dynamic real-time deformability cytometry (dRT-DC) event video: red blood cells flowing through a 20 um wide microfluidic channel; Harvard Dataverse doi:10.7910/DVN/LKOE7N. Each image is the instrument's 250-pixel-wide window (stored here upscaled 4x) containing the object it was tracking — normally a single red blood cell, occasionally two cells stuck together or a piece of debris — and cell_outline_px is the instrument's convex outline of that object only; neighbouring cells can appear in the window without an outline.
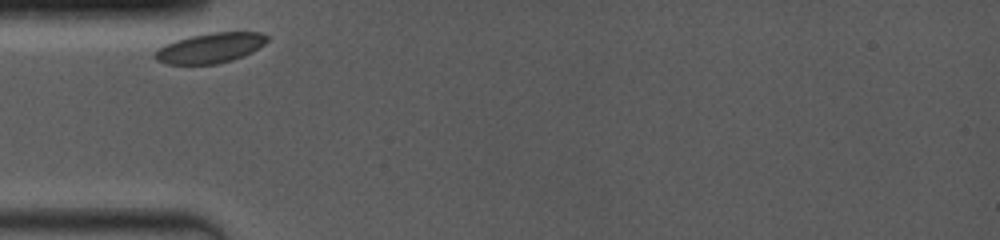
{"species": "common noctule bat (a hibernating species)", "species_latin": "Nyctalus noctula", "temperature_condition": "room temperature", "stored_images_in_passage": 9, "camera_frame_rate_fps": 4000, "um_per_image_px": 0.085, "animal": {"sex": "female", "body_mass_g": 19.0, "forearm_length_mm": 53.3}, "frame": {"image": 1, "passage_image": 1, "time_ms": 0.0, "image_size_px": [1000, 240], "cell_outline_px": [[268, 40], [264, 44], [252, 52], [244, 56], [232, 60], [216, 64], [164, 64], [156, 60], [152, 56], [164, 44], [176, 40], [192, 36], [212, 32], [260, 32], [268, 36]], "centroid_in_image_um": [17.87, 4.08], "position_along_channel_um": 67.1, "area_um2": 19.65}}
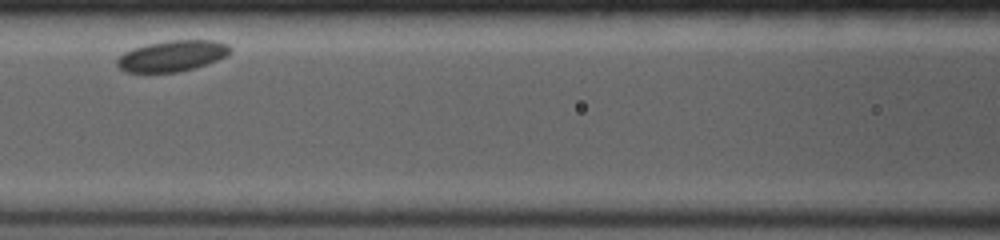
{"frame": {"image": 2, "passage_image": 4, "time_ms": 2.5, "image_size_px": [1000, 240], "cell_outline_px": [[232, 52], [228, 56], [208, 64], [196, 68], [176, 72], [124, 72], [116, 64], [116, 60], [124, 52], [132, 48], [144, 44], [168, 40], [216, 40], [228, 44], [232, 48]], "centroid_in_image_um": [14.67, 4.74], "position_along_channel_um": 151.9, "area_um2": 20.81}}
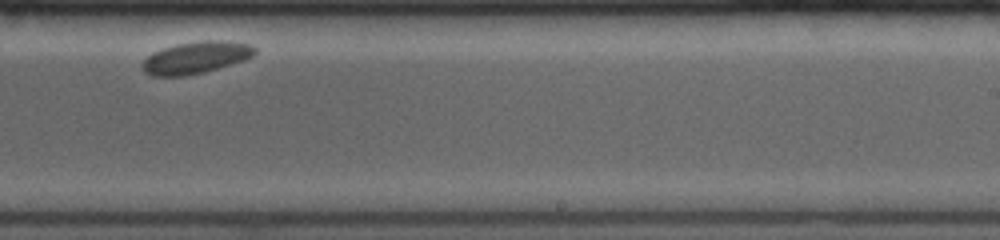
{"frame": {"image": 3, "passage_image": 8, "time_ms": 6.0, "image_size_px": [1000, 240], "cell_outline_px": [[256, 52], [252, 56], [244, 60], [204, 72], [184, 76], [152, 76], [144, 72], [140, 68], [140, 64], [152, 52], [176, 44], [204, 40], [224, 40], [252, 44], [256, 48]], "centroid_in_image_um": [16.63, 4.89], "position_along_channel_um": 272.4, "area_um2": 21.1}}